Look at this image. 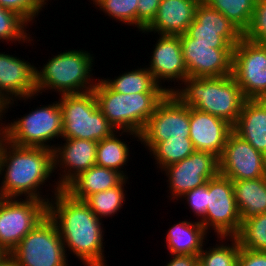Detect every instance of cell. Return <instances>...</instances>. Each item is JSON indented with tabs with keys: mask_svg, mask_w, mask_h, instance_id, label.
Here are the masks:
<instances>
[{
	"mask_svg": "<svg viewBox=\"0 0 266 266\" xmlns=\"http://www.w3.org/2000/svg\"><path fill=\"white\" fill-rule=\"evenodd\" d=\"M48 204L33 198H3L0 203V249L10 254L46 216Z\"/></svg>",
	"mask_w": 266,
	"mask_h": 266,
	"instance_id": "9c48e42d",
	"label": "cell"
},
{
	"mask_svg": "<svg viewBox=\"0 0 266 266\" xmlns=\"http://www.w3.org/2000/svg\"><path fill=\"white\" fill-rule=\"evenodd\" d=\"M219 174L231 181L266 176V156L232 132L219 158Z\"/></svg>",
	"mask_w": 266,
	"mask_h": 266,
	"instance_id": "9a60e30c",
	"label": "cell"
},
{
	"mask_svg": "<svg viewBox=\"0 0 266 266\" xmlns=\"http://www.w3.org/2000/svg\"><path fill=\"white\" fill-rule=\"evenodd\" d=\"M17 266H70L55 222L47 215L10 253Z\"/></svg>",
	"mask_w": 266,
	"mask_h": 266,
	"instance_id": "ba28073f",
	"label": "cell"
},
{
	"mask_svg": "<svg viewBox=\"0 0 266 266\" xmlns=\"http://www.w3.org/2000/svg\"><path fill=\"white\" fill-rule=\"evenodd\" d=\"M48 216L55 222L68 254L70 251L84 266H108L104 224L84 201L61 189L48 202Z\"/></svg>",
	"mask_w": 266,
	"mask_h": 266,
	"instance_id": "6da1fadb",
	"label": "cell"
},
{
	"mask_svg": "<svg viewBox=\"0 0 266 266\" xmlns=\"http://www.w3.org/2000/svg\"><path fill=\"white\" fill-rule=\"evenodd\" d=\"M126 133V134H125ZM122 135H125L127 138H135L139 141V134L133 133L130 131H115L111 136L100 140L97 143V152H96V165L110 168L120 172L125 178L128 177V172L126 168H123L130 161V146L128 141H124ZM121 137V138H120ZM127 142V143H126ZM123 169V170H122Z\"/></svg>",
	"mask_w": 266,
	"mask_h": 266,
	"instance_id": "d4e9b609",
	"label": "cell"
},
{
	"mask_svg": "<svg viewBox=\"0 0 266 266\" xmlns=\"http://www.w3.org/2000/svg\"><path fill=\"white\" fill-rule=\"evenodd\" d=\"M216 242L219 243L206 249L203 247L198 255L199 266H238V240L235 237H217Z\"/></svg>",
	"mask_w": 266,
	"mask_h": 266,
	"instance_id": "f546056e",
	"label": "cell"
},
{
	"mask_svg": "<svg viewBox=\"0 0 266 266\" xmlns=\"http://www.w3.org/2000/svg\"><path fill=\"white\" fill-rule=\"evenodd\" d=\"M202 4H207L210 0H198Z\"/></svg>",
	"mask_w": 266,
	"mask_h": 266,
	"instance_id": "ee69618b",
	"label": "cell"
},
{
	"mask_svg": "<svg viewBox=\"0 0 266 266\" xmlns=\"http://www.w3.org/2000/svg\"><path fill=\"white\" fill-rule=\"evenodd\" d=\"M235 238L241 248L266 252V212L243 221Z\"/></svg>",
	"mask_w": 266,
	"mask_h": 266,
	"instance_id": "d6a6232c",
	"label": "cell"
},
{
	"mask_svg": "<svg viewBox=\"0 0 266 266\" xmlns=\"http://www.w3.org/2000/svg\"><path fill=\"white\" fill-rule=\"evenodd\" d=\"M0 266H17V262L11 254L5 253L0 257Z\"/></svg>",
	"mask_w": 266,
	"mask_h": 266,
	"instance_id": "b9f144b4",
	"label": "cell"
},
{
	"mask_svg": "<svg viewBox=\"0 0 266 266\" xmlns=\"http://www.w3.org/2000/svg\"><path fill=\"white\" fill-rule=\"evenodd\" d=\"M82 49H68L36 67L37 94L56 92L63 94H81L93 91L97 79L93 75L95 55ZM40 68V69H39Z\"/></svg>",
	"mask_w": 266,
	"mask_h": 266,
	"instance_id": "277c9868",
	"label": "cell"
},
{
	"mask_svg": "<svg viewBox=\"0 0 266 266\" xmlns=\"http://www.w3.org/2000/svg\"><path fill=\"white\" fill-rule=\"evenodd\" d=\"M195 151L190 138L170 137L163 142H158L149 152L155 160L158 171L167 166L180 162Z\"/></svg>",
	"mask_w": 266,
	"mask_h": 266,
	"instance_id": "f1b7e54d",
	"label": "cell"
},
{
	"mask_svg": "<svg viewBox=\"0 0 266 266\" xmlns=\"http://www.w3.org/2000/svg\"><path fill=\"white\" fill-rule=\"evenodd\" d=\"M193 43L230 44L234 47L243 37V33L226 16L208 4L200 3L195 19L186 32Z\"/></svg>",
	"mask_w": 266,
	"mask_h": 266,
	"instance_id": "ac0fdd59",
	"label": "cell"
},
{
	"mask_svg": "<svg viewBox=\"0 0 266 266\" xmlns=\"http://www.w3.org/2000/svg\"><path fill=\"white\" fill-rule=\"evenodd\" d=\"M180 201L189 207L193 212V216L197 218V221H201L205 217L207 210V183L192 189L179 198ZM186 200V201H185ZM200 218V219H199Z\"/></svg>",
	"mask_w": 266,
	"mask_h": 266,
	"instance_id": "8d00e7d4",
	"label": "cell"
},
{
	"mask_svg": "<svg viewBox=\"0 0 266 266\" xmlns=\"http://www.w3.org/2000/svg\"><path fill=\"white\" fill-rule=\"evenodd\" d=\"M124 179L116 170L94 165L74 178L63 190L72 198L84 201L93 193L118 186Z\"/></svg>",
	"mask_w": 266,
	"mask_h": 266,
	"instance_id": "cb8c5ba5",
	"label": "cell"
},
{
	"mask_svg": "<svg viewBox=\"0 0 266 266\" xmlns=\"http://www.w3.org/2000/svg\"><path fill=\"white\" fill-rule=\"evenodd\" d=\"M207 210L200 221L209 233L217 237H235L241 227L232 181L218 174L207 181ZM211 228V229H210Z\"/></svg>",
	"mask_w": 266,
	"mask_h": 266,
	"instance_id": "30bf717a",
	"label": "cell"
},
{
	"mask_svg": "<svg viewBox=\"0 0 266 266\" xmlns=\"http://www.w3.org/2000/svg\"><path fill=\"white\" fill-rule=\"evenodd\" d=\"M171 258L164 266H199L198 255H173L169 254Z\"/></svg>",
	"mask_w": 266,
	"mask_h": 266,
	"instance_id": "ab89813d",
	"label": "cell"
},
{
	"mask_svg": "<svg viewBox=\"0 0 266 266\" xmlns=\"http://www.w3.org/2000/svg\"><path fill=\"white\" fill-rule=\"evenodd\" d=\"M62 141L64 143L61 142L60 145L57 143L53 150L54 173L58 171L60 175L55 179L57 182L52 181L55 182L52 184L54 187H51L54 195L78 175L96 165L98 142L84 139H62Z\"/></svg>",
	"mask_w": 266,
	"mask_h": 266,
	"instance_id": "2e32d148",
	"label": "cell"
},
{
	"mask_svg": "<svg viewBox=\"0 0 266 266\" xmlns=\"http://www.w3.org/2000/svg\"><path fill=\"white\" fill-rule=\"evenodd\" d=\"M189 136L190 107L184 105L173 93H168L139 134V141L146 151H150L158 142L170 137Z\"/></svg>",
	"mask_w": 266,
	"mask_h": 266,
	"instance_id": "7c38bea8",
	"label": "cell"
},
{
	"mask_svg": "<svg viewBox=\"0 0 266 266\" xmlns=\"http://www.w3.org/2000/svg\"><path fill=\"white\" fill-rule=\"evenodd\" d=\"M162 171L168 178V199L174 202L188 191L216 177L219 174V158L209 152L194 151L187 158L167 166Z\"/></svg>",
	"mask_w": 266,
	"mask_h": 266,
	"instance_id": "4fadbf2b",
	"label": "cell"
},
{
	"mask_svg": "<svg viewBox=\"0 0 266 266\" xmlns=\"http://www.w3.org/2000/svg\"><path fill=\"white\" fill-rule=\"evenodd\" d=\"M2 200H3V197L0 195V203H1Z\"/></svg>",
	"mask_w": 266,
	"mask_h": 266,
	"instance_id": "bcb514c9",
	"label": "cell"
},
{
	"mask_svg": "<svg viewBox=\"0 0 266 266\" xmlns=\"http://www.w3.org/2000/svg\"><path fill=\"white\" fill-rule=\"evenodd\" d=\"M198 0H161L157 14L141 34L179 36L185 34L195 19Z\"/></svg>",
	"mask_w": 266,
	"mask_h": 266,
	"instance_id": "44dd1931",
	"label": "cell"
},
{
	"mask_svg": "<svg viewBox=\"0 0 266 266\" xmlns=\"http://www.w3.org/2000/svg\"><path fill=\"white\" fill-rule=\"evenodd\" d=\"M29 25L19 14L0 6V41L2 43L31 44L34 37L32 38V34L29 32Z\"/></svg>",
	"mask_w": 266,
	"mask_h": 266,
	"instance_id": "4dcf8cb0",
	"label": "cell"
},
{
	"mask_svg": "<svg viewBox=\"0 0 266 266\" xmlns=\"http://www.w3.org/2000/svg\"><path fill=\"white\" fill-rule=\"evenodd\" d=\"M22 59V60H21ZM0 52V89L11 99L24 102L35 100L36 66L24 58Z\"/></svg>",
	"mask_w": 266,
	"mask_h": 266,
	"instance_id": "d6986e66",
	"label": "cell"
},
{
	"mask_svg": "<svg viewBox=\"0 0 266 266\" xmlns=\"http://www.w3.org/2000/svg\"><path fill=\"white\" fill-rule=\"evenodd\" d=\"M53 173V150L17 146L6 139L2 143L0 195L3 198H33L48 204L54 195L48 192L51 189L46 190V195L41 190L49 179L52 181L51 176L56 175Z\"/></svg>",
	"mask_w": 266,
	"mask_h": 266,
	"instance_id": "7a4b0ae2",
	"label": "cell"
},
{
	"mask_svg": "<svg viewBox=\"0 0 266 266\" xmlns=\"http://www.w3.org/2000/svg\"><path fill=\"white\" fill-rule=\"evenodd\" d=\"M48 1L49 0H0V6L19 14L32 26L33 23L36 22L35 19L39 17L38 15H40V12L44 11L45 5L48 6Z\"/></svg>",
	"mask_w": 266,
	"mask_h": 266,
	"instance_id": "e575fe53",
	"label": "cell"
},
{
	"mask_svg": "<svg viewBox=\"0 0 266 266\" xmlns=\"http://www.w3.org/2000/svg\"><path fill=\"white\" fill-rule=\"evenodd\" d=\"M243 37L259 44H266V0H256L254 12Z\"/></svg>",
	"mask_w": 266,
	"mask_h": 266,
	"instance_id": "d590c367",
	"label": "cell"
},
{
	"mask_svg": "<svg viewBox=\"0 0 266 266\" xmlns=\"http://www.w3.org/2000/svg\"><path fill=\"white\" fill-rule=\"evenodd\" d=\"M233 126L225 120L190 107V140L195 151L221 157Z\"/></svg>",
	"mask_w": 266,
	"mask_h": 266,
	"instance_id": "ffe728a7",
	"label": "cell"
},
{
	"mask_svg": "<svg viewBox=\"0 0 266 266\" xmlns=\"http://www.w3.org/2000/svg\"><path fill=\"white\" fill-rule=\"evenodd\" d=\"M188 77L232 75L233 47L230 44L193 43L187 33L179 35Z\"/></svg>",
	"mask_w": 266,
	"mask_h": 266,
	"instance_id": "5bb4252c",
	"label": "cell"
},
{
	"mask_svg": "<svg viewBox=\"0 0 266 266\" xmlns=\"http://www.w3.org/2000/svg\"><path fill=\"white\" fill-rule=\"evenodd\" d=\"M59 96L63 118V139L99 142L116 131L99 109L93 91Z\"/></svg>",
	"mask_w": 266,
	"mask_h": 266,
	"instance_id": "8992f818",
	"label": "cell"
},
{
	"mask_svg": "<svg viewBox=\"0 0 266 266\" xmlns=\"http://www.w3.org/2000/svg\"><path fill=\"white\" fill-rule=\"evenodd\" d=\"M161 0H138L137 8V30L144 29L152 22L157 14Z\"/></svg>",
	"mask_w": 266,
	"mask_h": 266,
	"instance_id": "74e56055",
	"label": "cell"
},
{
	"mask_svg": "<svg viewBox=\"0 0 266 266\" xmlns=\"http://www.w3.org/2000/svg\"><path fill=\"white\" fill-rule=\"evenodd\" d=\"M5 254L1 249H0V257Z\"/></svg>",
	"mask_w": 266,
	"mask_h": 266,
	"instance_id": "f6af8a7d",
	"label": "cell"
},
{
	"mask_svg": "<svg viewBox=\"0 0 266 266\" xmlns=\"http://www.w3.org/2000/svg\"><path fill=\"white\" fill-rule=\"evenodd\" d=\"M128 179L125 178L114 188L91 194L84 202L100 220L115 216V214L117 216L126 202L127 191L125 187L127 183L129 184Z\"/></svg>",
	"mask_w": 266,
	"mask_h": 266,
	"instance_id": "83f0119b",
	"label": "cell"
},
{
	"mask_svg": "<svg viewBox=\"0 0 266 266\" xmlns=\"http://www.w3.org/2000/svg\"><path fill=\"white\" fill-rule=\"evenodd\" d=\"M4 140H5L4 126H0V148Z\"/></svg>",
	"mask_w": 266,
	"mask_h": 266,
	"instance_id": "7bdbcfd3",
	"label": "cell"
},
{
	"mask_svg": "<svg viewBox=\"0 0 266 266\" xmlns=\"http://www.w3.org/2000/svg\"><path fill=\"white\" fill-rule=\"evenodd\" d=\"M96 9L114 21L137 28L138 0H92Z\"/></svg>",
	"mask_w": 266,
	"mask_h": 266,
	"instance_id": "836d02e7",
	"label": "cell"
},
{
	"mask_svg": "<svg viewBox=\"0 0 266 266\" xmlns=\"http://www.w3.org/2000/svg\"><path fill=\"white\" fill-rule=\"evenodd\" d=\"M232 77L247 100L266 99V44L242 37L233 47Z\"/></svg>",
	"mask_w": 266,
	"mask_h": 266,
	"instance_id": "8fae6325",
	"label": "cell"
},
{
	"mask_svg": "<svg viewBox=\"0 0 266 266\" xmlns=\"http://www.w3.org/2000/svg\"><path fill=\"white\" fill-rule=\"evenodd\" d=\"M232 183L241 223L266 212V176Z\"/></svg>",
	"mask_w": 266,
	"mask_h": 266,
	"instance_id": "484cf974",
	"label": "cell"
},
{
	"mask_svg": "<svg viewBox=\"0 0 266 266\" xmlns=\"http://www.w3.org/2000/svg\"><path fill=\"white\" fill-rule=\"evenodd\" d=\"M98 107L116 131L140 134L157 105L168 93L123 94L112 90L102 77L93 89Z\"/></svg>",
	"mask_w": 266,
	"mask_h": 266,
	"instance_id": "5b68a950",
	"label": "cell"
},
{
	"mask_svg": "<svg viewBox=\"0 0 266 266\" xmlns=\"http://www.w3.org/2000/svg\"><path fill=\"white\" fill-rule=\"evenodd\" d=\"M233 132L266 156V99L246 100Z\"/></svg>",
	"mask_w": 266,
	"mask_h": 266,
	"instance_id": "7402d4cb",
	"label": "cell"
},
{
	"mask_svg": "<svg viewBox=\"0 0 266 266\" xmlns=\"http://www.w3.org/2000/svg\"><path fill=\"white\" fill-rule=\"evenodd\" d=\"M23 117L6 121L5 139L17 146L55 149L54 139L62 138L63 118L59 101L40 105Z\"/></svg>",
	"mask_w": 266,
	"mask_h": 266,
	"instance_id": "52a82bcc",
	"label": "cell"
},
{
	"mask_svg": "<svg viewBox=\"0 0 266 266\" xmlns=\"http://www.w3.org/2000/svg\"><path fill=\"white\" fill-rule=\"evenodd\" d=\"M173 94L186 106L209 113L234 126L247 100L232 75L187 77L173 87Z\"/></svg>",
	"mask_w": 266,
	"mask_h": 266,
	"instance_id": "3957f363",
	"label": "cell"
},
{
	"mask_svg": "<svg viewBox=\"0 0 266 266\" xmlns=\"http://www.w3.org/2000/svg\"><path fill=\"white\" fill-rule=\"evenodd\" d=\"M209 233L200 221L180 220L172 225L165 237V247L173 255H199L209 242ZM208 241V242H205Z\"/></svg>",
	"mask_w": 266,
	"mask_h": 266,
	"instance_id": "603a6c76",
	"label": "cell"
},
{
	"mask_svg": "<svg viewBox=\"0 0 266 266\" xmlns=\"http://www.w3.org/2000/svg\"><path fill=\"white\" fill-rule=\"evenodd\" d=\"M238 266H266V252L250 251L240 247Z\"/></svg>",
	"mask_w": 266,
	"mask_h": 266,
	"instance_id": "f35d334b",
	"label": "cell"
},
{
	"mask_svg": "<svg viewBox=\"0 0 266 266\" xmlns=\"http://www.w3.org/2000/svg\"><path fill=\"white\" fill-rule=\"evenodd\" d=\"M207 4L244 33L250 24L256 0H210Z\"/></svg>",
	"mask_w": 266,
	"mask_h": 266,
	"instance_id": "1f68e13d",
	"label": "cell"
},
{
	"mask_svg": "<svg viewBox=\"0 0 266 266\" xmlns=\"http://www.w3.org/2000/svg\"><path fill=\"white\" fill-rule=\"evenodd\" d=\"M156 41L153 45L150 62L146 67L148 66V70L159 86L163 87L168 93H173L172 84L166 87L164 83L171 81V83L174 82V85L180 86L188 77L183 59L181 39L180 36L158 35Z\"/></svg>",
	"mask_w": 266,
	"mask_h": 266,
	"instance_id": "e0dca14e",
	"label": "cell"
},
{
	"mask_svg": "<svg viewBox=\"0 0 266 266\" xmlns=\"http://www.w3.org/2000/svg\"><path fill=\"white\" fill-rule=\"evenodd\" d=\"M112 90L123 94L132 93H168L163 87L159 86L152 73L147 67H138L126 70L115 78L103 77L102 79Z\"/></svg>",
	"mask_w": 266,
	"mask_h": 266,
	"instance_id": "4316f807",
	"label": "cell"
},
{
	"mask_svg": "<svg viewBox=\"0 0 266 266\" xmlns=\"http://www.w3.org/2000/svg\"><path fill=\"white\" fill-rule=\"evenodd\" d=\"M14 100H11L6 93H4L0 89V126L5 125V118L6 113L9 109H11V106L14 108ZM4 117V118H3ZM3 119V120H2Z\"/></svg>",
	"mask_w": 266,
	"mask_h": 266,
	"instance_id": "60d3db41",
	"label": "cell"
}]
</instances>
